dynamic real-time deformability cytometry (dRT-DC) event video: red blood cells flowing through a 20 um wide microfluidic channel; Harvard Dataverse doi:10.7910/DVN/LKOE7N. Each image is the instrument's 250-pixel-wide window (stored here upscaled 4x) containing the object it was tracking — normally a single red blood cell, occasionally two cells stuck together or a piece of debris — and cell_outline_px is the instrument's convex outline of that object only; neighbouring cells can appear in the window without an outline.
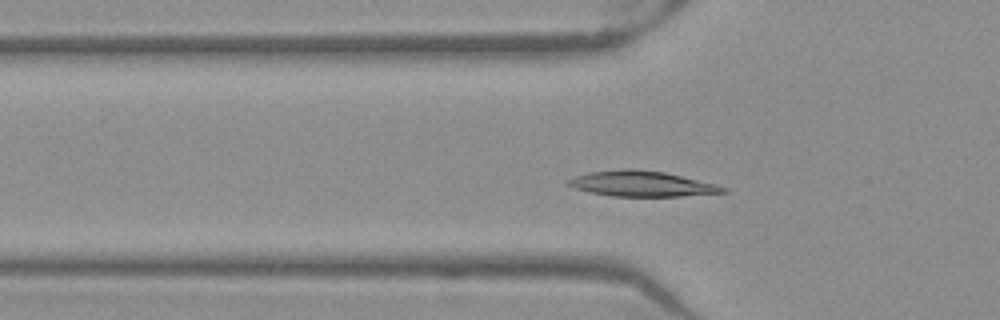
{"species": "Egyptian fruit bat (a non-hibernating species)", "species_latin": "Rousettus aegyptiacus", "temperature_condition": "warm", "stored_images_in_passage": 47, "camera_frame_rate_fps": 3000, "um_per_image_px": 0.085, "frame": {"image": 1, "passage_image": 12, "time_ms": 3.667, "image_size_px": [1000, 320], "cell_outline_px": [[728, 192], [680, 196], [612, 196], [592, 192], [576, 188], [568, 184], [568, 180], [576, 176], [592, 172], [620, 168], [632, 168], [664, 172], [716, 184], [724, 188]], "centroid_in_image_um": [54.56, 15.61], "position_along_channel_um": 71.2, "area_um2": 22.54}}
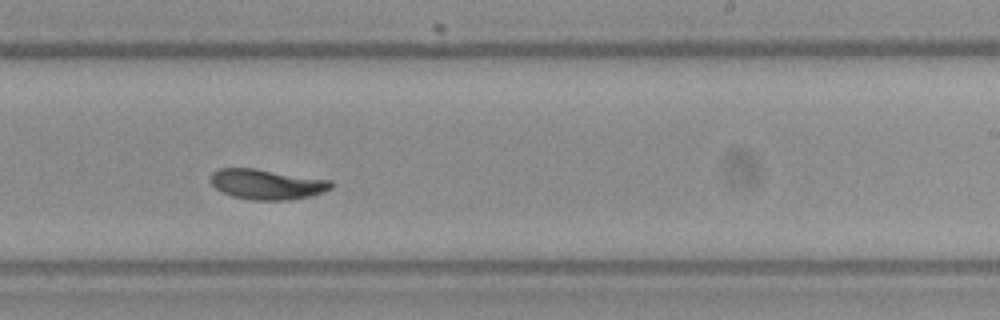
{"frame": {"image": 2, "passage_image": 27, "time_ms": 8.667, "image_size_px": [1000, 320], "cell_outline_px": [[332, 188], [312, 196], [288, 200], [248, 200], [232, 196], [220, 192], [212, 184], [212, 172], [220, 168], [256, 168], [332, 180]], "centroid_in_image_um": [22.69, 15.66], "position_along_channel_um": 266.3, "area_um2": 21.39}}
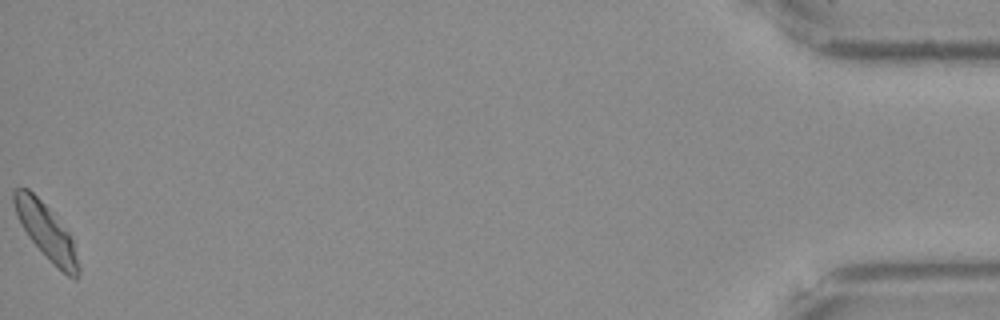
{"frame": {"image": 3, "passage_image": 47, "time_ms": 15.333, "image_size_px": [1000, 320], "cell_outline_px": [[80, 272], [76, 280], [68, 276], [28, 236], [20, 224], [16, 216], [12, 200], [12, 192], [16, 188], [28, 188], [48, 208], [68, 232], [72, 240], [80, 268]], "centroid_in_image_um": [3.89, 19.62], "position_along_channel_um": 431.3, "area_um2": 20.0}, "authors_computed_cell_mechanics": {"area_um2": 21.386, "velocity_mm_per_s": 3.9032, "shape_relaxation_time_tau1_ms": 6.7932, "shape_relaxation_time_tau2_ms": 3.5725, "deformation_change_tau1": 0.1668, "deformation_change_tau2": 0.0506}}